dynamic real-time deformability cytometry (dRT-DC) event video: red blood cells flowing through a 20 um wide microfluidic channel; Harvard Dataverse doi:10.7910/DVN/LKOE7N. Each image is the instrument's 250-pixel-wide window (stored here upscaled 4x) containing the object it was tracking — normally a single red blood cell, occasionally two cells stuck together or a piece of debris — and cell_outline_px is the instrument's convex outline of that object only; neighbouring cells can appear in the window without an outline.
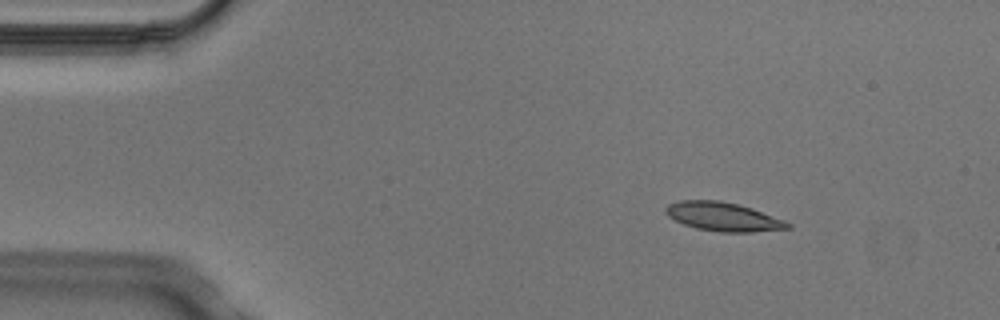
{"species": "Egyptian fruit bat (a non-hibernating species)", "species_latin": "Rousettus aegyptiacus", "temperature_condition": "cold", "stored_images_in_passage": 3, "camera_frame_rate_fps": 3000, "um_per_image_px": 0.085, "animal": {"sex": "male"}, "frame": {"image": 1, "passage_image": 1, "time_ms": 0.0, "image_size_px": [1000, 320], "cell_outline_px": [[792, 228], [752, 232], [720, 232], [696, 228], [684, 224], [668, 216], [664, 212], [664, 208], [668, 204], [680, 200], [720, 200], [752, 208], [784, 220], [792, 224]], "centroid_in_image_um": [61.46, 18.42], "position_along_channel_um": 23.5, "area_um2": 20.46}}